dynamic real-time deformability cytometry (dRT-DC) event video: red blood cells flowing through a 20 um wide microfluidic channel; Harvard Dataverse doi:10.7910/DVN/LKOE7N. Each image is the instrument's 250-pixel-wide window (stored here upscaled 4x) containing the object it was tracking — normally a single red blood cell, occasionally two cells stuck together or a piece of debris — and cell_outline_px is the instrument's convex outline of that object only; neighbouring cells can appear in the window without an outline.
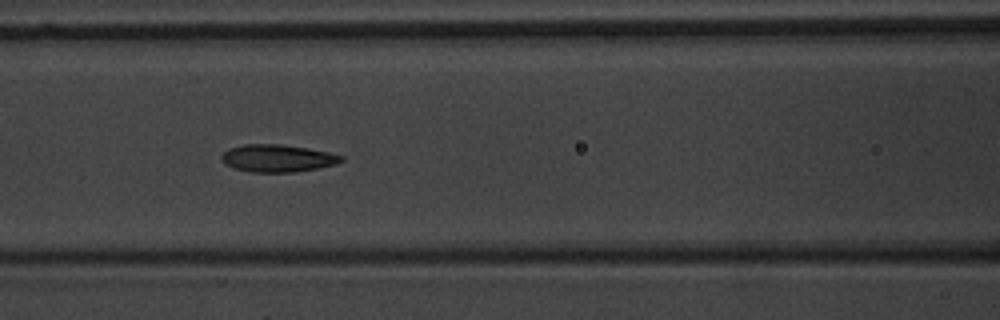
{"species": "common noctule bat (a hibernating species)", "species_latin": "Nyctalus noctula", "temperature_condition": "warm", "stored_images_in_passage": 8, "camera_frame_rate_fps": 3000, "um_per_image_px": 0.085, "animal": {"sex": "male", "body_mass_g": 20.1, "forearm_length_mm": 53.5}, "frame": {"image": 1, "passage_image": 6, "time_ms": 5.667, "image_size_px": [1000, 320], "cell_outline_px": [[344, 160], [336, 164], [296, 172], [248, 172], [232, 168], [224, 164], [220, 160], [220, 156], [228, 148], [244, 144], [280, 144], [308, 148], [328, 152], [344, 156]], "centroid_in_image_um": [23.54, 13.45], "position_along_channel_um": 143.1, "area_um2": 19.36}}
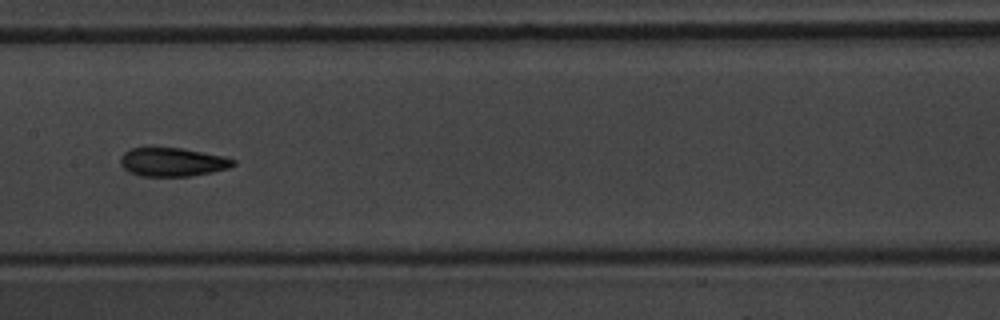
{"frame": {"image": 2, "passage_image": 7, "time_ms": 7.0, "image_size_px": [1000, 320], "cell_outline_px": [[236, 164], [228, 168], [212, 172], [188, 176], [140, 176], [128, 172], [120, 164], [120, 156], [124, 152], [132, 148], [180, 148], [224, 156], [236, 160]], "centroid_in_image_um": [14.65, 13.78], "position_along_channel_um": 192.8, "area_um2": 18.79}}
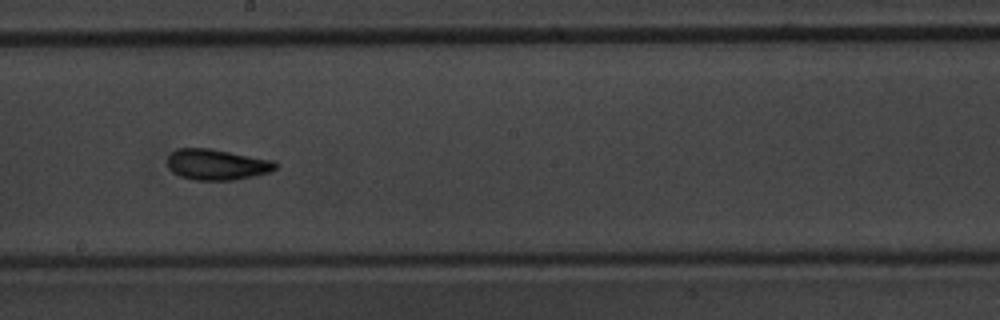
{"frame": {"image": 3, "passage_image": 8, "time_ms": 8.0, "image_size_px": [1000, 320], "cell_outline_px": [[276, 168], [272, 172], [256, 176], [232, 180], [192, 180], [180, 176], [172, 172], [168, 168], [168, 156], [176, 148], [212, 148], [272, 160], [276, 164]], "centroid_in_image_um": [18.42, 13.99], "position_along_channel_um": 229.8, "area_um2": 19.59}}